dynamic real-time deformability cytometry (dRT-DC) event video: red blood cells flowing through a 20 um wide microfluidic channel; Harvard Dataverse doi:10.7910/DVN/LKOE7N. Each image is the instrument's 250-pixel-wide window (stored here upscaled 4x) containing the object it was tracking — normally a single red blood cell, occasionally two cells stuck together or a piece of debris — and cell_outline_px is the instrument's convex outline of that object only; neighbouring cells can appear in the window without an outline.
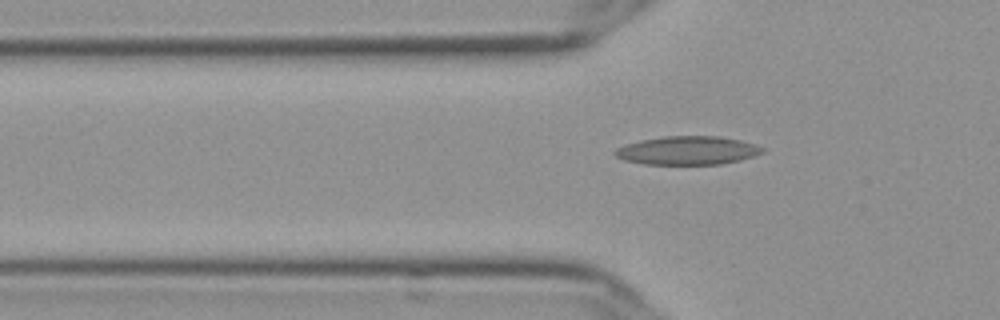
{"species": "Egyptian fruit bat (a non-hibernating species)", "species_latin": "Rousettus aegyptiacus", "temperature_condition": "cold", "stored_images_in_passage": 44, "camera_frame_rate_fps": 3000, "um_per_image_px": 0.085, "frame": {"image": 1, "passage_image": 11, "time_ms": 3.333, "image_size_px": [1000, 320], "cell_outline_px": [[764, 152], [756, 156], [740, 160], [720, 164], [644, 164], [624, 160], [616, 156], [612, 152], [616, 148], [624, 144], [640, 140], [664, 136], [720, 136], [740, 140], [756, 144], [764, 148]], "centroid_in_image_um": [58.45, 12.78], "position_along_channel_um": 67.4, "area_um2": 24.68}}
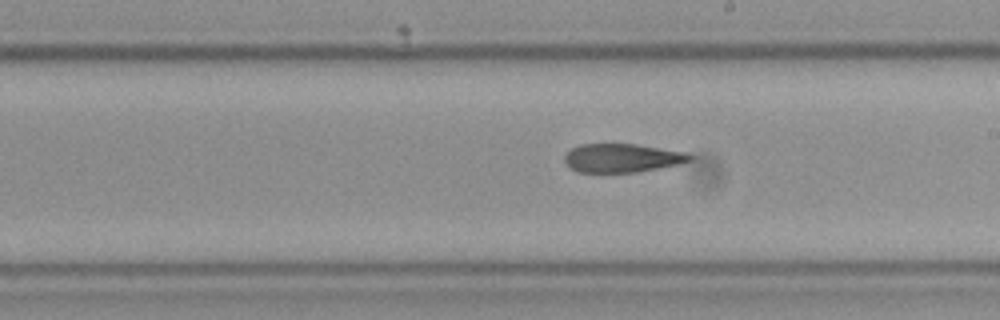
{"frame": {"image": 2, "passage_image": 25, "time_ms": 8.0, "image_size_px": [1000, 320], "cell_outline_px": [[692, 160], [680, 164], [636, 172], [576, 172], [568, 168], [564, 160], [564, 156], [572, 148], [580, 144], [636, 144], [688, 152], [692, 156]], "centroid_in_image_um": [52.88, 13.43], "position_along_channel_um": 236.1, "area_um2": 21.04}}
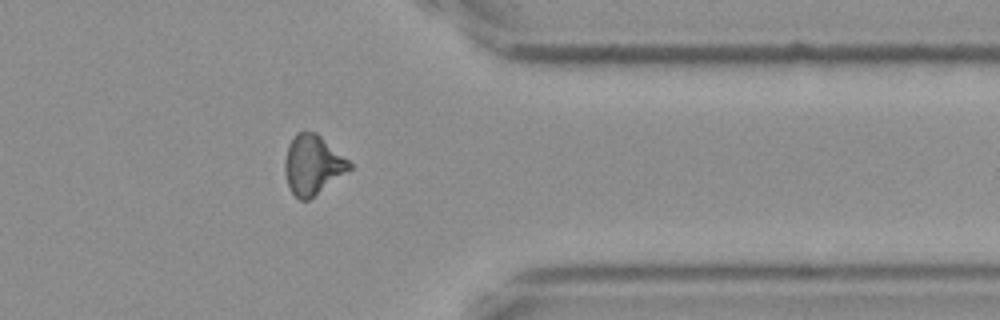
{"frame": {"image": 3, "passage_image": 38, "time_ms": 12.333, "image_size_px": [1000, 320], "cell_outline_px": [[352, 168], [308, 200], [300, 200], [292, 192], [288, 184], [284, 172], [284, 160], [288, 144], [292, 136], [296, 132], [316, 132], [348, 160], [352, 164]], "centroid_in_image_um": [26.54, 13.99], "position_along_channel_um": 384.9, "area_um2": 22.14}}